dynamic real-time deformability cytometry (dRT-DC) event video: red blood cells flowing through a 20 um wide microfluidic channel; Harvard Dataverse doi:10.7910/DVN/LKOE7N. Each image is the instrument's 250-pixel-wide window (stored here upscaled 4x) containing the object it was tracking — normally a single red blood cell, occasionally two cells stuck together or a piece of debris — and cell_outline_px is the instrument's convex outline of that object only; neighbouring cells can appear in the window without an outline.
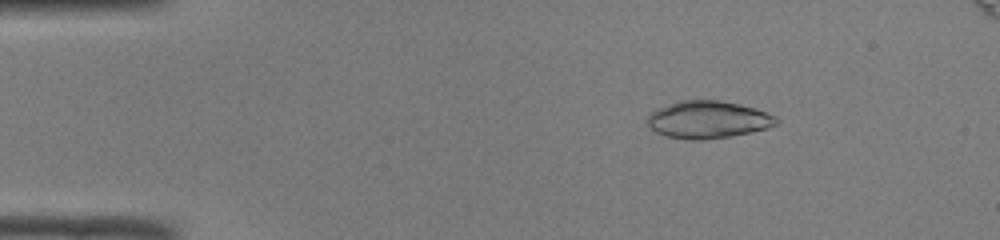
{"species": "common noctule bat (a hibernating species)", "species_latin": "Nyctalus noctula", "temperature_condition": "room temperature", "stored_images_in_passage": 48, "camera_frame_rate_fps": 3000, "um_per_image_px": 0.085, "animal": {"sex": "male", "body_mass_g": 19.0, "forearm_length_mm": 50.8}, "frame": {"image": 1, "passage_image": 7, "time_ms": 2.0, "image_size_px": [1000, 240], "cell_outline_px": [[780, 120], [776, 124], [768, 128], [752, 132], [728, 136], [700, 140], [688, 140], [668, 136], [656, 132], [648, 128], [648, 116], [652, 112], [660, 108], [680, 100], [720, 100], [752, 108], [776, 116]], "centroid_in_image_um": [60.17, 10.18], "position_along_channel_um": 24.8, "area_um2": 27.74}}
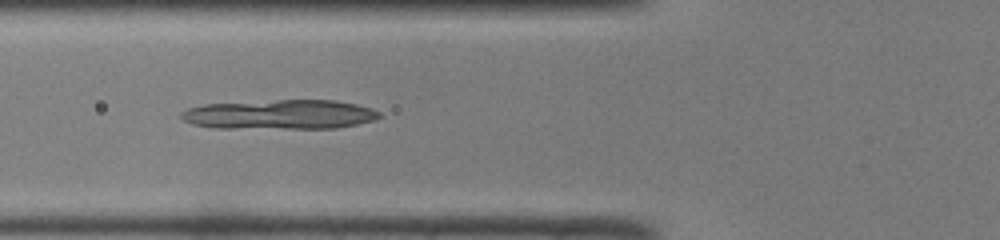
{"frame": {"image": 2, "passage_image": 18, "time_ms": 5.667, "image_size_px": [1000, 240], "cell_outline_px": [[380, 116], [376, 120], [336, 128], [212, 128], [192, 124], [184, 120], [180, 116], [180, 112], [188, 108], [204, 104], [276, 100], [336, 100], [356, 104], [372, 108], [380, 112]], "centroid_in_image_um": [23.79, 9.73], "position_along_channel_um": 102.0, "area_um2": 34.22}}
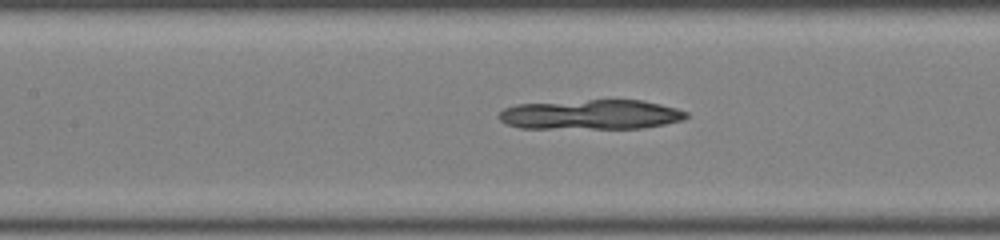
{"frame": {"image": 3, "passage_image": 22, "time_ms": 7.0, "image_size_px": [1000, 240], "cell_outline_px": [[688, 116], [684, 120], [664, 124], [640, 128], [520, 128], [504, 124], [496, 116], [504, 108], [516, 104], [588, 100], [640, 100], [660, 104], [676, 108], [688, 112]], "centroid_in_image_um": [50.2, 9.74], "position_along_channel_um": 157.2, "area_um2": 32.54}}